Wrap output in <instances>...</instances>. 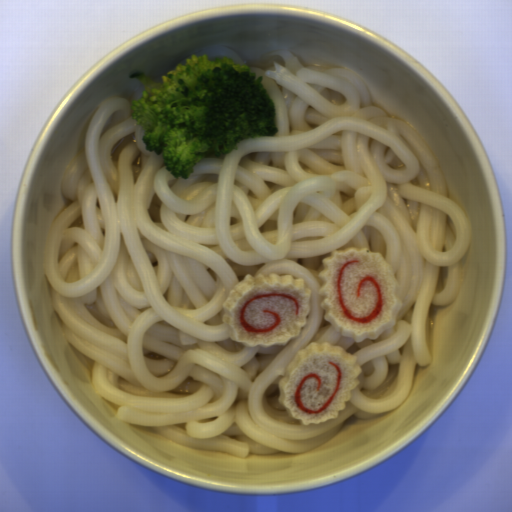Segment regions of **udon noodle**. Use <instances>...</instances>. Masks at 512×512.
<instances>
[{
  "label": "udon noodle",
  "mask_w": 512,
  "mask_h": 512,
  "mask_svg": "<svg viewBox=\"0 0 512 512\" xmlns=\"http://www.w3.org/2000/svg\"><path fill=\"white\" fill-rule=\"evenodd\" d=\"M285 65L255 73L277 133L212 153L188 178L147 150L129 97L98 104L67 163L70 204L44 239L54 312L116 418L170 442L250 454L304 453L354 415L380 418L405 401L416 365L432 359V306L462 291L473 250L469 214L424 135L373 104L353 69ZM392 265L403 300L396 326L359 343L336 334L318 295L322 258L347 247ZM288 274L312 291L300 337L284 346L231 340L221 305L244 275ZM328 341L363 371L338 419L302 425L278 402L298 350Z\"/></svg>",
  "instance_id": "udon-noodle-1"
},
{
  "label": "udon noodle",
  "mask_w": 512,
  "mask_h": 512,
  "mask_svg": "<svg viewBox=\"0 0 512 512\" xmlns=\"http://www.w3.org/2000/svg\"><path fill=\"white\" fill-rule=\"evenodd\" d=\"M191 54H207L211 61H214V59L219 56H227L233 59L234 64L245 65L243 59L236 51L221 43H213L210 45L199 47ZM191 54L187 55L186 58H190Z\"/></svg>",
  "instance_id": "udon-noodle-2"
}]
</instances>
